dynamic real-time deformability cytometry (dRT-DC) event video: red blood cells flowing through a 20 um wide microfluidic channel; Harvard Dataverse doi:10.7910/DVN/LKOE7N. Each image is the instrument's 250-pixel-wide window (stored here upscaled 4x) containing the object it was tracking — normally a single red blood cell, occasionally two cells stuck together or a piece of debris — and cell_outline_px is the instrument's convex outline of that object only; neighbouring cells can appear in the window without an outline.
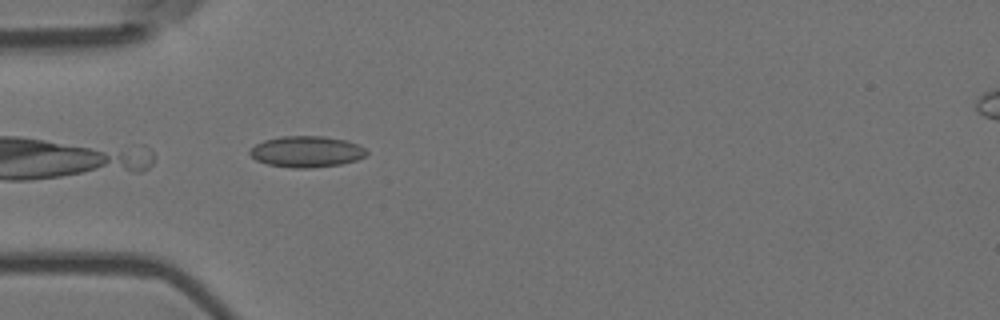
{"species": "Egyptian fruit bat (a non-hibernating species)", "species_latin": "Rousettus aegyptiacus", "temperature_condition": "room temperature", "stored_images_in_passage": 8, "camera_frame_rate_fps": 3000, "um_per_image_px": 0.085, "animal": {"sex": "female"}, "frame": {"image": 1, "passage_image": 4, "time_ms": 1.0, "image_size_px": [1000, 320], "cell_outline_px": [[368, 152], [364, 156], [356, 160], [340, 164], [312, 168], [292, 168], [268, 164], [256, 160], [248, 152], [256, 144], [264, 140], [280, 136], [324, 136], [348, 140], [364, 148]], "centroid_in_image_um": [26.05, 12.88], "position_along_channel_um": 58.9, "area_um2": 21.15}}